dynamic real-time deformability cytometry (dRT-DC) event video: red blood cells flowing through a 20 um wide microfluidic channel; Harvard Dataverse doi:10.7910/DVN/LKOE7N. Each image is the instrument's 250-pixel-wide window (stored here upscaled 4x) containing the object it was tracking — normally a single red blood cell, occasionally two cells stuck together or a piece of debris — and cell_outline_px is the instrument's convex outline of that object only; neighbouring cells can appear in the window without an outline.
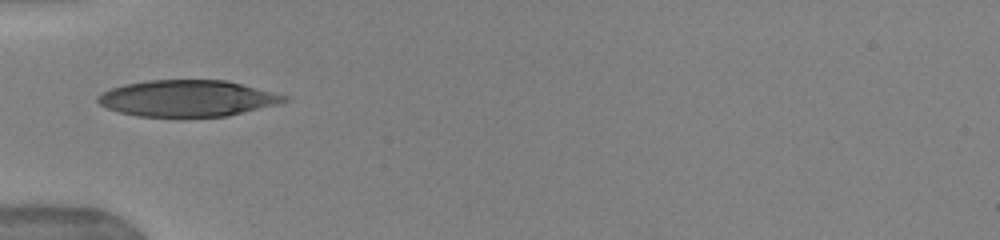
{"species": "human", "species_latin": "Homo sapiens", "temperature_condition": "warm", "stored_images_in_passage": 35, "camera_frame_rate_fps": 3000, "um_per_image_px": 0.085, "donor": {"sex": "female"}, "frame": {"image": 1, "passage_image": 1, "time_ms": 0.0, "image_size_px": [1000, 240], "cell_outline_px": [[292, 96], [288, 100], [276, 104], [228, 116], [136, 116], [120, 112], [108, 108], [100, 104], [96, 100], [96, 96], [112, 88], [124, 84], [148, 80], [224, 80]], "centroid_in_image_um": [15.94, 8.35], "position_along_channel_um": 69.1, "area_um2": 39.25}}
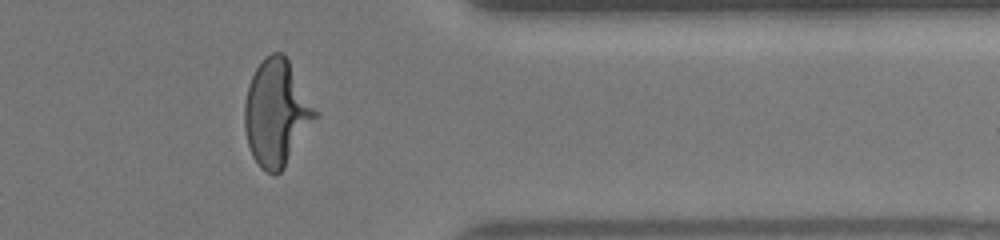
{"frame": {"image": 2, "passage_image": 26, "time_ms": 8.333, "image_size_px": [1000, 240], "cell_outline_px": [[320, 116], [284, 168], [276, 176], [260, 168], [252, 156], [248, 144], [244, 128], [244, 104], [248, 88], [252, 76], [256, 68], [264, 56], [272, 52], [284, 52]], "centroid_in_image_um": [23.52, 9.61], "position_along_channel_um": 387.9, "area_um2": 44.1}}
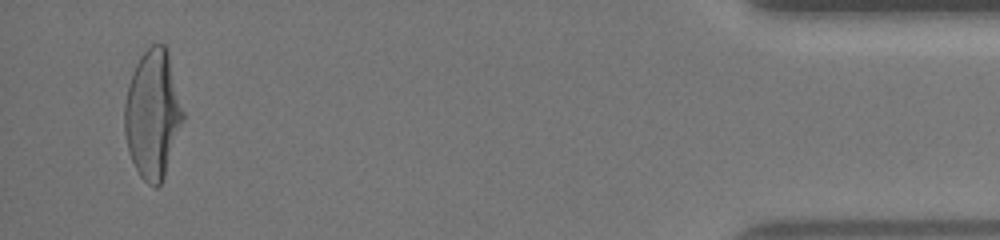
{"frame": {"image": 3, "passage_image": 33, "time_ms": 10.667, "image_size_px": [1000, 240], "cell_outline_px": [[184, 120], [164, 176], [160, 184], [156, 188], [148, 184], [140, 176], [128, 152], [124, 132], [124, 104], [128, 84], [136, 64], [140, 56], [152, 44], [164, 44], [168, 52], [184, 112]], "centroid_in_image_um": [12.97, 9.71], "position_along_channel_um": 422.2, "area_um2": 43.7}, "authors_computed_cell_mechanics": {"area_um2": 41.327, "velocity_mm_per_s": 3.9361, "shape_relaxation_time_tau1_ms": 4.9255, "shape_relaxation_time_tau2_ms": null, "deformation_change_tau1": 0.2415, "deformation_change_tau2": null}}